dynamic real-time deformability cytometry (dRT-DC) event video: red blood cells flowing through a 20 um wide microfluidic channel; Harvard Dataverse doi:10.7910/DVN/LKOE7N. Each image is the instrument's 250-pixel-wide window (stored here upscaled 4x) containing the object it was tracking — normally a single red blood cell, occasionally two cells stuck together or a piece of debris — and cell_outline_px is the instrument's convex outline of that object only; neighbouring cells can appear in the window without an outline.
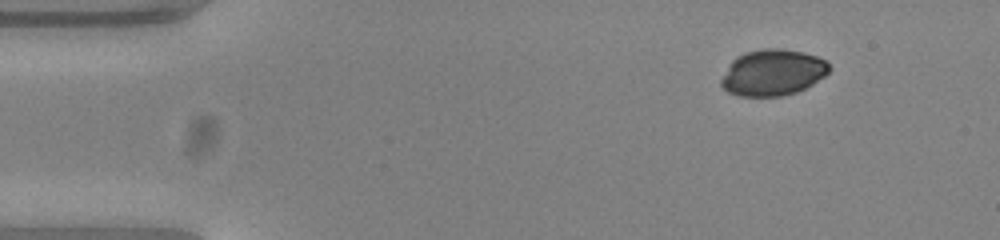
{"species": "common noctule bat (a hibernating species)", "species_latin": "Nyctalus noctula", "temperature_condition": "warm", "stored_images_in_passage": 48, "camera_frame_rate_fps": 3000, "um_per_image_px": 0.085, "animal": {"sex": "female", "body_mass_g": 23.0, "forearm_length_mm": 53.4}, "frame": {"image": 1, "passage_image": 1, "time_ms": 0.0, "image_size_px": [1000, 240], "cell_outline_px": [[832, 68], [824, 76], [812, 84], [796, 92], [780, 96], [740, 96], [728, 92], [720, 84], [720, 80], [732, 60], [736, 56], [744, 52], [764, 48], [780, 48], [804, 52], [816, 56], [824, 60]], "centroid_in_image_um": [65.67, 6.16], "position_along_channel_um": 19.3, "area_um2": 29.07}}
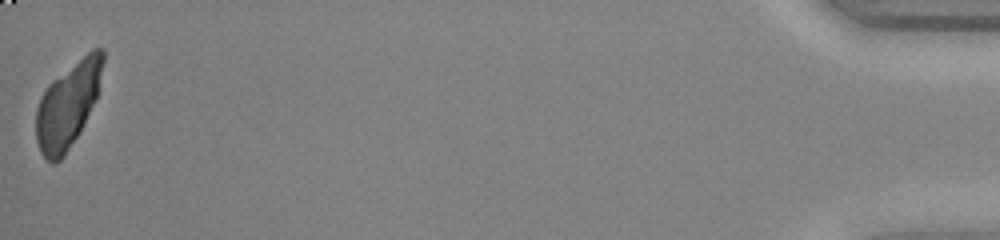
{"frame": {"image": 2, "passage_image": 48, "time_ms": 15.667, "image_size_px": [1000, 240], "cell_outline_px": [[104, 60], [96, 96], [80, 132], [64, 156], [56, 164], [52, 164], [40, 152], [36, 140], [36, 108], [40, 96], [48, 84], [52, 80], [92, 48], [100, 48], [104, 52]], "centroid_in_image_um": [5.74, 8.93], "position_along_channel_um": 429.5, "area_um2": 33.0}}